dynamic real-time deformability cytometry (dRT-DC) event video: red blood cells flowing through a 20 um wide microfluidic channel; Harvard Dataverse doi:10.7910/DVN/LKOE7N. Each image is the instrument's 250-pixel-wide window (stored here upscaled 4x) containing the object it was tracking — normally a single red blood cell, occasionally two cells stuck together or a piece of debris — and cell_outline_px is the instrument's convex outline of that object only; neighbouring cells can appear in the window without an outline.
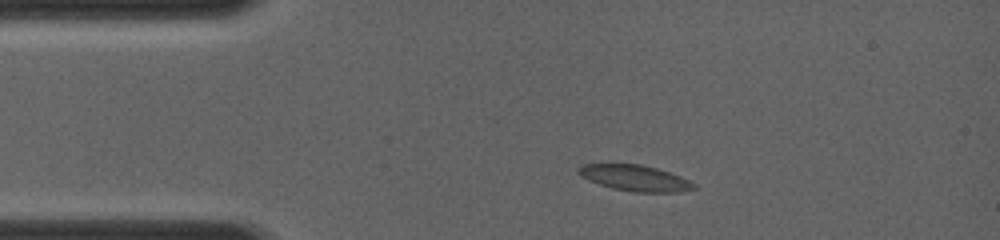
{"species": "common noctule bat (a hibernating species)", "species_latin": "Nyctalus noctula", "temperature_condition": "room temperature", "stored_images_in_passage": 14, "camera_frame_rate_fps": 4000, "um_per_image_px": 0.085, "animal": {"sex": "female", "body_mass_g": 19.0, "forearm_length_mm": 56.7}, "frame": {"image": 1, "passage_image": 3, "time_ms": 1.25, "image_size_px": [1000, 240], "cell_outline_px": [[696, 188], [676, 192], [632, 192], [612, 188], [588, 180], [580, 176], [576, 168], [584, 164], [640, 164], [656, 168], [680, 176], [696, 184]], "centroid_in_image_um": [53.95, 15.13], "position_along_channel_um": 31.1, "area_um2": 17.34}}
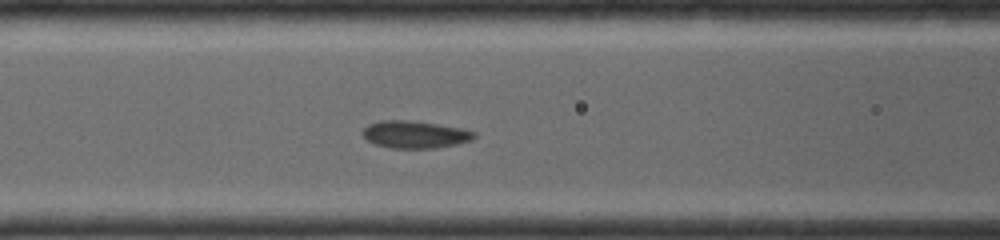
{"frame": {"image": 2, "passage_image": 8, "time_ms": 4.25, "image_size_px": [1000, 240], "cell_outline_px": [[476, 136], [472, 140], [456, 144], [436, 148], [392, 148], [376, 144], [368, 140], [360, 132], [368, 124], [380, 120], [408, 120], [436, 124], [460, 128], [476, 132]], "centroid_in_image_um": [35.26, 11.43], "position_along_channel_um": 131.3, "area_um2": 17.69}}
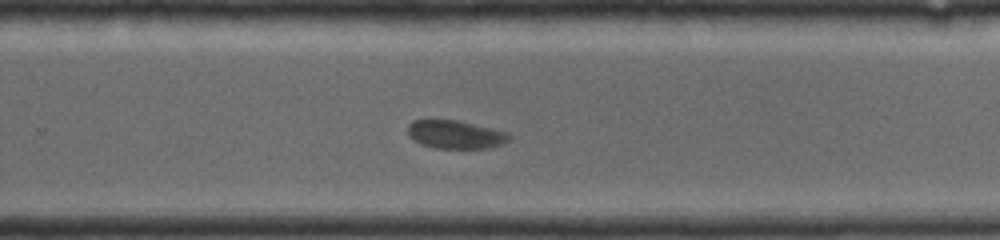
{"frame": {"image": 3, "passage_image": 14, "time_ms": 7.75, "image_size_px": [1000, 240], "cell_outline_px": [[512, 136], [504, 144], [488, 148], [436, 148], [420, 144], [408, 136], [408, 124], [412, 120], [456, 120], [508, 132]], "centroid_in_image_um": [38.71, 11.44], "position_along_channel_um": 291.1, "area_um2": 16.7}}